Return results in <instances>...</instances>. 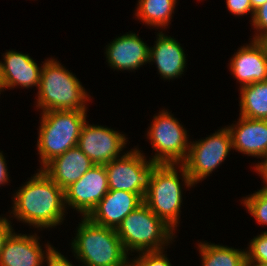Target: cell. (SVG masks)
I'll use <instances>...</instances> for the list:
<instances>
[{
  "mask_svg": "<svg viewBox=\"0 0 267 266\" xmlns=\"http://www.w3.org/2000/svg\"><path fill=\"white\" fill-rule=\"evenodd\" d=\"M14 194L13 216L35 228H53L64 220L65 195L41 169Z\"/></svg>",
  "mask_w": 267,
  "mask_h": 266,
  "instance_id": "6da1fadb",
  "label": "cell"
},
{
  "mask_svg": "<svg viewBox=\"0 0 267 266\" xmlns=\"http://www.w3.org/2000/svg\"><path fill=\"white\" fill-rule=\"evenodd\" d=\"M36 108L42 112L53 110L87 111L89 94L81 82L59 61L49 58L43 62ZM86 103V104H85Z\"/></svg>",
  "mask_w": 267,
  "mask_h": 266,
  "instance_id": "7a4b0ae2",
  "label": "cell"
},
{
  "mask_svg": "<svg viewBox=\"0 0 267 266\" xmlns=\"http://www.w3.org/2000/svg\"><path fill=\"white\" fill-rule=\"evenodd\" d=\"M72 240L74 256L84 266H129L128 256L116 229L107 228L81 218Z\"/></svg>",
  "mask_w": 267,
  "mask_h": 266,
  "instance_id": "3957f363",
  "label": "cell"
},
{
  "mask_svg": "<svg viewBox=\"0 0 267 266\" xmlns=\"http://www.w3.org/2000/svg\"><path fill=\"white\" fill-rule=\"evenodd\" d=\"M87 111L53 110L41 112L37 150L42 169L56 156L76 147Z\"/></svg>",
  "mask_w": 267,
  "mask_h": 266,
  "instance_id": "277c9868",
  "label": "cell"
},
{
  "mask_svg": "<svg viewBox=\"0 0 267 266\" xmlns=\"http://www.w3.org/2000/svg\"><path fill=\"white\" fill-rule=\"evenodd\" d=\"M116 232L129 254L162 251L175 234L144 202L122 220Z\"/></svg>",
  "mask_w": 267,
  "mask_h": 266,
  "instance_id": "5b68a950",
  "label": "cell"
},
{
  "mask_svg": "<svg viewBox=\"0 0 267 266\" xmlns=\"http://www.w3.org/2000/svg\"><path fill=\"white\" fill-rule=\"evenodd\" d=\"M178 164H155L150 171L144 203L174 231L179 223L183 186Z\"/></svg>",
  "mask_w": 267,
  "mask_h": 266,
  "instance_id": "8992f818",
  "label": "cell"
},
{
  "mask_svg": "<svg viewBox=\"0 0 267 266\" xmlns=\"http://www.w3.org/2000/svg\"><path fill=\"white\" fill-rule=\"evenodd\" d=\"M232 148V137L228 127L220 128L205 139L190 142L188 156L179 164L183 185L193 187L204 180L224 162Z\"/></svg>",
  "mask_w": 267,
  "mask_h": 266,
  "instance_id": "52a82bcc",
  "label": "cell"
},
{
  "mask_svg": "<svg viewBox=\"0 0 267 266\" xmlns=\"http://www.w3.org/2000/svg\"><path fill=\"white\" fill-rule=\"evenodd\" d=\"M167 110L153 116L147 132L148 139L157 153L150 160L154 164H183L188 156L191 141L183 125Z\"/></svg>",
  "mask_w": 267,
  "mask_h": 266,
  "instance_id": "ba28073f",
  "label": "cell"
},
{
  "mask_svg": "<svg viewBox=\"0 0 267 266\" xmlns=\"http://www.w3.org/2000/svg\"><path fill=\"white\" fill-rule=\"evenodd\" d=\"M105 164L109 190H121L139 194L143 199L147 192L148 178L155 165L137 148L123 153Z\"/></svg>",
  "mask_w": 267,
  "mask_h": 266,
  "instance_id": "9c48e42d",
  "label": "cell"
},
{
  "mask_svg": "<svg viewBox=\"0 0 267 266\" xmlns=\"http://www.w3.org/2000/svg\"><path fill=\"white\" fill-rule=\"evenodd\" d=\"M126 144L125 134L101 125H91L86 121L77 146L94 165H105L121 157V151Z\"/></svg>",
  "mask_w": 267,
  "mask_h": 266,
  "instance_id": "30bf717a",
  "label": "cell"
},
{
  "mask_svg": "<svg viewBox=\"0 0 267 266\" xmlns=\"http://www.w3.org/2000/svg\"><path fill=\"white\" fill-rule=\"evenodd\" d=\"M108 191L105 166L94 165L78 181L64 190L65 207L69 205L80 215L87 217Z\"/></svg>",
  "mask_w": 267,
  "mask_h": 266,
  "instance_id": "8fae6325",
  "label": "cell"
},
{
  "mask_svg": "<svg viewBox=\"0 0 267 266\" xmlns=\"http://www.w3.org/2000/svg\"><path fill=\"white\" fill-rule=\"evenodd\" d=\"M230 61L229 69L240 87L267 80V49L261 40L241 46Z\"/></svg>",
  "mask_w": 267,
  "mask_h": 266,
  "instance_id": "7c38bea8",
  "label": "cell"
},
{
  "mask_svg": "<svg viewBox=\"0 0 267 266\" xmlns=\"http://www.w3.org/2000/svg\"><path fill=\"white\" fill-rule=\"evenodd\" d=\"M143 202L139 194L109 190L87 218L97 225L117 229L122 220Z\"/></svg>",
  "mask_w": 267,
  "mask_h": 266,
  "instance_id": "4fadbf2b",
  "label": "cell"
},
{
  "mask_svg": "<svg viewBox=\"0 0 267 266\" xmlns=\"http://www.w3.org/2000/svg\"><path fill=\"white\" fill-rule=\"evenodd\" d=\"M45 248L44 252L36 233L28 236L13 232L0 252V266H42L53 246L47 242Z\"/></svg>",
  "mask_w": 267,
  "mask_h": 266,
  "instance_id": "5bb4252c",
  "label": "cell"
},
{
  "mask_svg": "<svg viewBox=\"0 0 267 266\" xmlns=\"http://www.w3.org/2000/svg\"><path fill=\"white\" fill-rule=\"evenodd\" d=\"M106 46L108 65L116 70H136L149 63L150 47L136 33H126Z\"/></svg>",
  "mask_w": 267,
  "mask_h": 266,
  "instance_id": "9a60e30c",
  "label": "cell"
},
{
  "mask_svg": "<svg viewBox=\"0 0 267 266\" xmlns=\"http://www.w3.org/2000/svg\"><path fill=\"white\" fill-rule=\"evenodd\" d=\"M3 55L4 62L0 61V79L3 91L16 86L39 88L42 66L38 67L28 54L14 50H9Z\"/></svg>",
  "mask_w": 267,
  "mask_h": 266,
  "instance_id": "2e32d148",
  "label": "cell"
},
{
  "mask_svg": "<svg viewBox=\"0 0 267 266\" xmlns=\"http://www.w3.org/2000/svg\"><path fill=\"white\" fill-rule=\"evenodd\" d=\"M232 137V149L248 156H267V120L240 116L237 124L228 126Z\"/></svg>",
  "mask_w": 267,
  "mask_h": 266,
  "instance_id": "e0dca14e",
  "label": "cell"
},
{
  "mask_svg": "<svg viewBox=\"0 0 267 266\" xmlns=\"http://www.w3.org/2000/svg\"><path fill=\"white\" fill-rule=\"evenodd\" d=\"M93 166L94 163L76 146L53 158L41 170L65 190Z\"/></svg>",
  "mask_w": 267,
  "mask_h": 266,
  "instance_id": "ac0fdd59",
  "label": "cell"
},
{
  "mask_svg": "<svg viewBox=\"0 0 267 266\" xmlns=\"http://www.w3.org/2000/svg\"><path fill=\"white\" fill-rule=\"evenodd\" d=\"M158 32L153 47H150L149 62H155L162 78L175 79L183 74L186 67V55L181 44L164 33Z\"/></svg>",
  "mask_w": 267,
  "mask_h": 266,
  "instance_id": "d6986e66",
  "label": "cell"
},
{
  "mask_svg": "<svg viewBox=\"0 0 267 266\" xmlns=\"http://www.w3.org/2000/svg\"><path fill=\"white\" fill-rule=\"evenodd\" d=\"M240 116L267 120V80L240 87Z\"/></svg>",
  "mask_w": 267,
  "mask_h": 266,
  "instance_id": "ffe728a7",
  "label": "cell"
},
{
  "mask_svg": "<svg viewBox=\"0 0 267 266\" xmlns=\"http://www.w3.org/2000/svg\"><path fill=\"white\" fill-rule=\"evenodd\" d=\"M202 266H247L246 251L212 243L198 244Z\"/></svg>",
  "mask_w": 267,
  "mask_h": 266,
  "instance_id": "44dd1931",
  "label": "cell"
},
{
  "mask_svg": "<svg viewBox=\"0 0 267 266\" xmlns=\"http://www.w3.org/2000/svg\"><path fill=\"white\" fill-rule=\"evenodd\" d=\"M177 0H138L135 15L148 26L167 28Z\"/></svg>",
  "mask_w": 267,
  "mask_h": 266,
  "instance_id": "7402d4cb",
  "label": "cell"
},
{
  "mask_svg": "<svg viewBox=\"0 0 267 266\" xmlns=\"http://www.w3.org/2000/svg\"><path fill=\"white\" fill-rule=\"evenodd\" d=\"M241 202L246 210L261 225H267V191L258 190L257 192L245 197Z\"/></svg>",
  "mask_w": 267,
  "mask_h": 266,
  "instance_id": "603a6c76",
  "label": "cell"
},
{
  "mask_svg": "<svg viewBox=\"0 0 267 266\" xmlns=\"http://www.w3.org/2000/svg\"><path fill=\"white\" fill-rule=\"evenodd\" d=\"M246 251L247 266H256L259 263L267 262V231L250 240Z\"/></svg>",
  "mask_w": 267,
  "mask_h": 266,
  "instance_id": "cb8c5ba5",
  "label": "cell"
},
{
  "mask_svg": "<svg viewBox=\"0 0 267 266\" xmlns=\"http://www.w3.org/2000/svg\"><path fill=\"white\" fill-rule=\"evenodd\" d=\"M162 251L140 252L136 259L129 262V266H172L167 255Z\"/></svg>",
  "mask_w": 267,
  "mask_h": 266,
  "instance_id": "d4e9b609",
  "label": "cell"
},
{
  "mask_svg": "<svg viewBox=\"0 0 267 266\" xmlns=\"http://www.w3.org/2000/svg\"><path fill=\"white\" fill-rule=\"evenodd\" d=\"M253 29L256 32L253 39L261 40L265 35H267V2L255 10L253 19L251 21Z\"/></svg>",
  "mask_w": 267,
  "mask_h": 266,
  "instance_id": "484cf974",
  "label": "cell"
},
{
  "mask_svg": "<svg viewBox=\"0 0 267 266\" xmlns=\"http://www.w3.org/2000/svg\"><path fill=\"white\" fill-rule=\"evenodd\" d=\"M226 5L234 16L248 15L250 13L252 15L251 20L253 19L255 11L252 9L250 0H226Z\"/></svg>",
  "mask_w": 267,
  "mask_h": 266,
  "instance_id": "4316f807",
  "label": "cell"
},
{
  "mask_svg": "<svg viewBox=\"0 0 267 266\" xmlns=\"http://www.w3.org/2000/svg\"><path fill=\"white\" fill-rule=\"evenodd\" d=\"M67 257H64V255H62L60 253V251L58 252V250H56L54 247L46 254V257L44 260L45 262H47L46 264L48 266H74L72 264V262L70 263L68 261V259H66Z\"/></svg>",
  "mask_w": 267,
  "mask_h": 266,
  "instance_id": "83f0119b",
  "label": "cell"
},
{
  "mask_svg": "<svg viewBox=\"0 0 267 266\" xmlns=\"http://www.w3.org/2000/svg\"><path fill=\"white\" fill-rule=\"evenodd\" d=\"M13 231L10 220L0 216V252Z\"/></svg>",
  "mask_w": 267,
  "mask_h": 266,
  "instance_id": "f1b7e54d",
  "label": "cell"
},
{
  "mask_svg": "<svg viewBox=\"0 0 267 266\" xmlns=\"http://www.w3.org/2000/svg\"><path fill=\"white\" fill-rule=\"evenodd\" d=\"M254 168L258 174H261V178L265 183V185L260 190L267 191V156L264 158V161L257 163Z\"/></svg>",
  "mask_w": 267,
  "mask_h": 266,
  "instance_id": "f546056e",
  "label": "cell"
},
{
  "mask_svg": "<svg viewBox=\"0 0 267 266\" xmlns=\"http://www.w3.org/2000/svg\"><path fill=\"white\" fill-rule=\"evenodd\" d=\"M8 168H7V163L4 157V154H2V152H0V185H4L8 183L9 180V175L7 172Z\"/></svg>",
  "mask_w": 267,
  "mask_h": 266,
  "instance_id": "4dcf8cb0",
  "label": "cell"
},
{
  "mask_svg": "<svg viewBox=\"0 0 267 266\" xmlns=\"http://www.w3.org/2000/svg\"><path fill=\"white\" fill-rule=\"evenodd\" d=\"M250 1H251L252 9L254 11L267 2V0H250Z\"/></svg>",
  "mask_w": 267,
  "mask_h": 266,
  "instance_id": "1f68e13d",
  "label": "cell"
},
{
  "mask_svg": "<svg viewBox=\"0 0 267 266\" xmlns=\"http://www.w3.org/2000/svg\"><path fill=\"white\" fill-rule=\"evenodd\" d=\"M261 41L264 43V45L266 46V49H267V35H265Z\"/></svg>",
  "mask_w": 267,
  "mask_h": 266,
  "instance_id": "d6a6232c",
  "label": "cell"
},
{
  "mask_svg": "<svg viewBox=\"0 0 267 266\" xmlns=\"http://www.w3.org/2000/svg\"><path fill=\"white\" fill-rule=\"evenodd\" d=\"M256 266H267V262H265V263H259Z\"/></svg>",
  "mask_w": 267,
  "mask_h": 266,
  "instance_id": "836d02e7",
  "label": "cell"
},
{
  "mask_svg": "<svg viewBox=\"0 0 267 266\" xmlns=\"http://www.w3.org/2000/svg\"><path fill=\"white\" fill-rule=\"evenodd\" d=\"M0 91H2V83H1V79H0Z\"/></svg>",
  "mask_w": 267,
  "mask_h": 266,
  "instance_id": "e575fe53",
  "label": "cell"
}]
</instances>
